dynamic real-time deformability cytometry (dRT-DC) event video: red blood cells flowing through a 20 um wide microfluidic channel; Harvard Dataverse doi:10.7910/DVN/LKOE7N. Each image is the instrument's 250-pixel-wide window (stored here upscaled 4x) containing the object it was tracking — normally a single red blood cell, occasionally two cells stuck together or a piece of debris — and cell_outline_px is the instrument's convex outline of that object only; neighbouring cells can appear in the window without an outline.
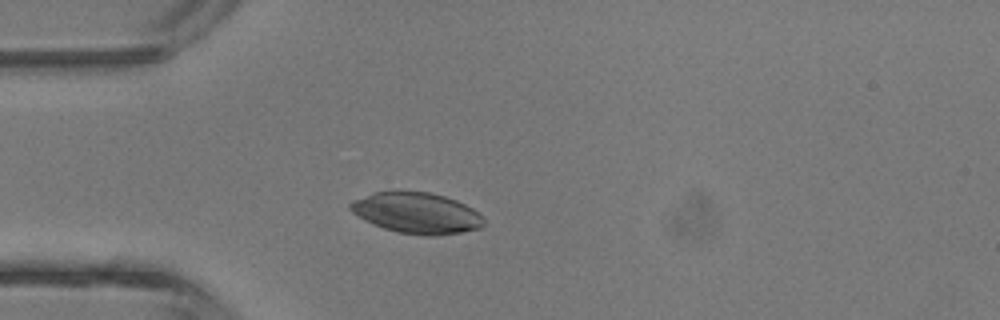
{"species": "common noctule bat (a hibernating species)", "species_latin": "Nyctalus noctula", "temperature_condition": "room temperature", "stored_images_in_passage": 2, "camera_frame_rate_fps": 3000, "um_per_image_px": 0.085, "animal": {"sex": "male", "body_mass_g": 13.3}, "frame": {"image": 1, "passage_image": 1, "time_ms": 0.0, "image_size_px": [1000, 320], "cell_outline_px": [[484, 224], [480, 228], [460, 232], [436, 236], [428, 236], [396, 232], [372, 224], [364, 220], [352, 212], [348, 208], [348, 204], [352, 200], [372, 192], [428, 192], [444, 196], [456, 200], [472, 208], [484, 216]], "centroid_in_image_um": [35.4, 18.11], "position_along_channel_um": 49.6, "area_um2": 31.85}}